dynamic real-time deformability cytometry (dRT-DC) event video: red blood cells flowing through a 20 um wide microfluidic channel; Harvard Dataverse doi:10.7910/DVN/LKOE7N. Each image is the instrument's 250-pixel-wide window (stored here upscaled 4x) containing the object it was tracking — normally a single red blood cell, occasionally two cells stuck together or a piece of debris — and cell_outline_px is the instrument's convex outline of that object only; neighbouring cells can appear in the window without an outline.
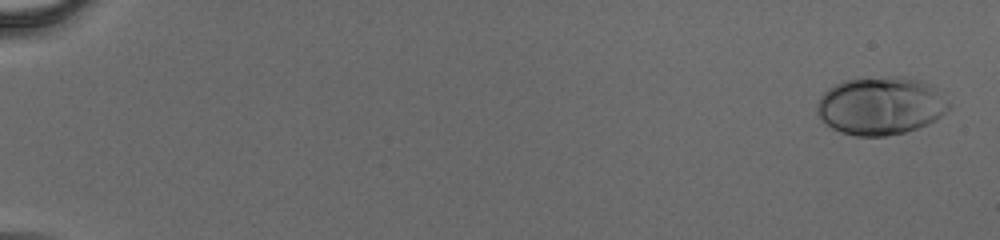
{"species": "human", "species_latin": "Homo sapiens", "temperature_condition": "cold", "stored_images_in_passage": 57, "camera_frame_rate_fps": 3000, "um_per_image_px": 0.085, "donor": {"sex": "male"}, "frame": {"image": 1, "passage_image": 2, "time_ms": 0.333, "image_size_px": [1000, 240], "cell_outline_px": [[948, 108], [936, 120], [928, 124], [904, 132], [884, 136], [856, 136], [840, 132], [832, 128], [816, 112], [816, 104], [820, 96], [828, 88], [844, 80], [892, 76], [904, 76], [920, 80], [932, 84], [936, 88], [948, 104]], "centroid_in_image_um": [74.84, 8.98], "position_along_channel_um": 10.2, "area_um2": 44.39}}
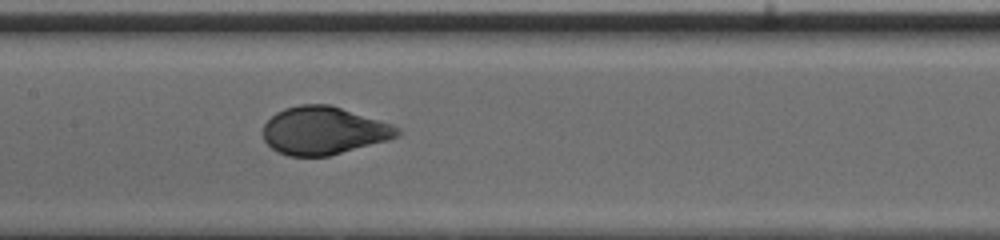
{"frame": {"image": 2, "passage_image": 31, "time_ms": 10.0, "image_size_px": [1000, 240], "cell_outline_px": [[400, 136], [388, 140], [328, 156], [288, 156], [276, 152], [264, 140], [264, 124], [276, 112], [284, 108], [300, 104], [328, 104], [392, 124], [400, 128]], "centroid_in_image_um": [27.5, 11.11], "position_along_channel_um": 179.9, "area_um2": 37.34}}
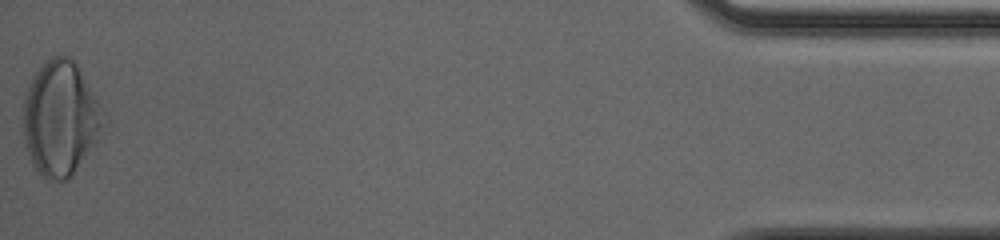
{"frame": {"image": 3, "passage_image": 57, "time_ms": 18.667, "image_size_px": [1000, 240], "cell_outline_px": [[100, 124], [96, 144], [72, 176], [68, 180], [48, 180], [36, 172], [32, 164], [24, 144], [24, 96], [28, 84], [32, 76], [40, 64], [44, 60], [52, 56], [68, 56], [76, 60], [96, 96], [100, 108]], "centroid_in_image_um": [5.09, 10.05], "position_along_channel_um": 430.1, "area_um2": 53.64}}